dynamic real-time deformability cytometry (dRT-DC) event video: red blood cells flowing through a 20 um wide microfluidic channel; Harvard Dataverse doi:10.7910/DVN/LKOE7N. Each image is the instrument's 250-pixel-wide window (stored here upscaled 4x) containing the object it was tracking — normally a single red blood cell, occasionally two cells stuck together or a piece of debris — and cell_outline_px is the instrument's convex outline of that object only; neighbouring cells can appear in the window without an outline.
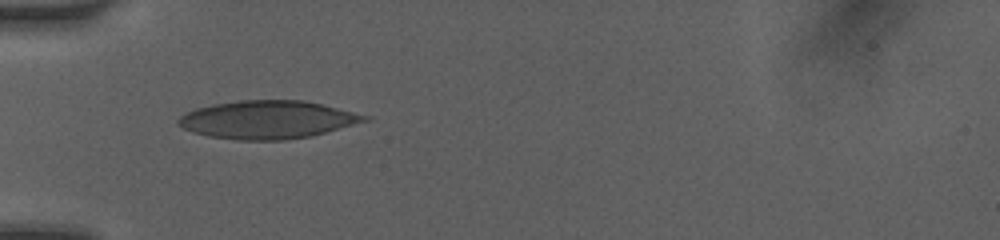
{"species": "human", "species_latin": "Homo sapiens", "temperature_condition": "room temperature", "stored_images_in_passage": 27, "camera_frame_rate_fps": 3000, "um_per_image_px": 0.085, "donor": {"sex": "female"}, "frame": {"image": 1, "passage_image": 1, "time_ms": 0.0, "image_size_px": [1000, 240], "cell_outline_px": [[372, 116], [368, 120], [312, 136], [284, 140], [236, 140], [208, 136], [192, 132], [176, 124], [176, 120], [180, 116], [196, 108], [212, 104], [240, 100], [304, 100]], "centroid_in_image_um": [22.72, 10.17], "position_along_channel_um": 62.3, "area_um2": 41.33}}
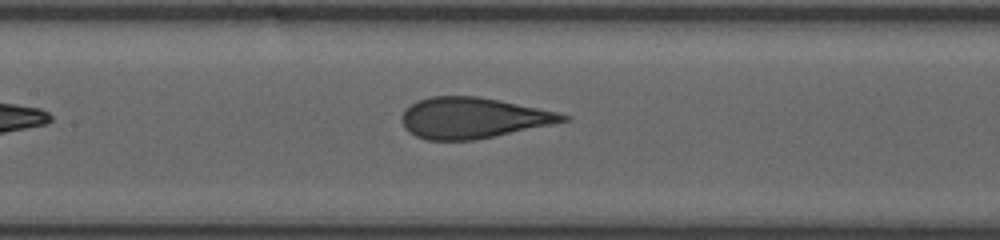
{"frame": {"image": 2, "passage_image": 15, "time_ms": 2.667, "image_size_px": [1000, 240], "cell_outline_px": [[572, 120], [476, 140], [424, 140], [408, 132], [404, 128], [400, 120], [400, 116], [416, 100], [432, 96], [480, 96], [560, 112], [572, 116]], "centroid_in_image_um": [40.22, 10.02], "position_along_channel_um": 167.2, "area_um2": 38.73}}
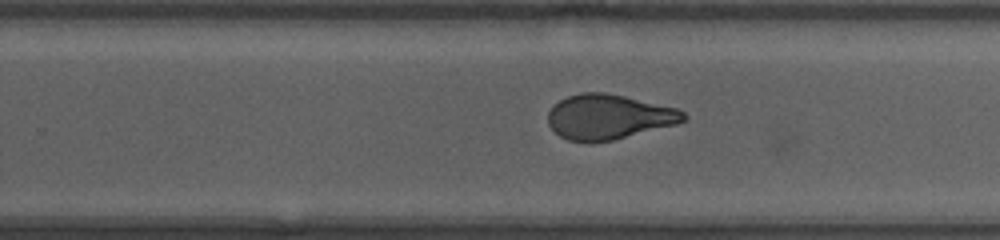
{"frame": {"image": 3, "passage_image": 24, "time_ms": 4.333, "image_size_px": [1000, 240], "cell_outline_px": [[688, 120], [676, 124], [612, 140], [568, 140], [560, 136], [548, 124], [548, 112], [560, 100], [568, 96], [580, 92], [604, 92], [624, 96], [676, 108], [684, 112], [688, 116]], "centroid_in_image_um": [51.76, 9.91], "position_along_channel_um": 278.0, "area_um2": 34.85}}